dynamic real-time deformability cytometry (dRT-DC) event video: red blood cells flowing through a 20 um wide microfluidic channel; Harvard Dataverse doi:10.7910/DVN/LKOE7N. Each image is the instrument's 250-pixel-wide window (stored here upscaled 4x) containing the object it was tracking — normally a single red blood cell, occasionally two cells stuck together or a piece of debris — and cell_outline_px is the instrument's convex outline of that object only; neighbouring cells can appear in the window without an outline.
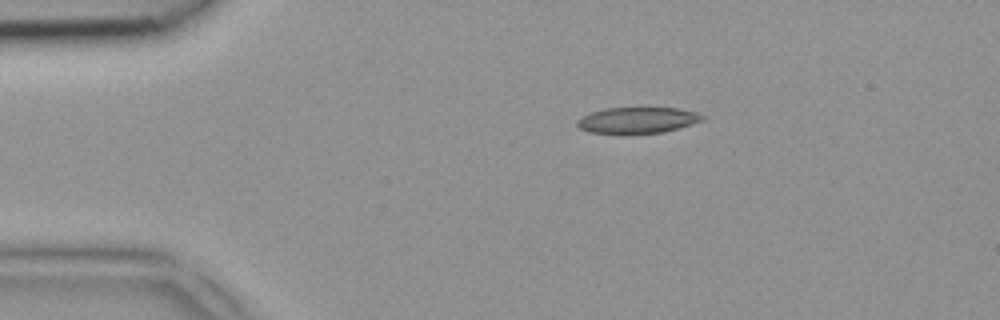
{"species": "common noctule bat (a hibernating species)", "species_latin": "Nyctalus noctula", "temperature_condition": "room temperature", "stored_images_in_passage": 3, "camera_frame_rate_fps": 3000, "um_per_image_px": 0.085, "animal": {"sex": "female", "body_mass_g": 18.4}, "frame": {"image": 1, "passage_image": 3, "time_ms": 0.667, "image_size_px": [1000, 320], "cell_outline_px": [[708, 116], [704, 120], [692, 124], [664, 132], [624, 136], [620, 136], [588, 132], [580, 128], [576, 124], [576, 120], [580, 116], [604, 108], [676, 108], [696, 112]], "centroid_in_image_um": [54.15, 10.26], "position_along_channel_um": 30.9, "area_um2": 19.88}}